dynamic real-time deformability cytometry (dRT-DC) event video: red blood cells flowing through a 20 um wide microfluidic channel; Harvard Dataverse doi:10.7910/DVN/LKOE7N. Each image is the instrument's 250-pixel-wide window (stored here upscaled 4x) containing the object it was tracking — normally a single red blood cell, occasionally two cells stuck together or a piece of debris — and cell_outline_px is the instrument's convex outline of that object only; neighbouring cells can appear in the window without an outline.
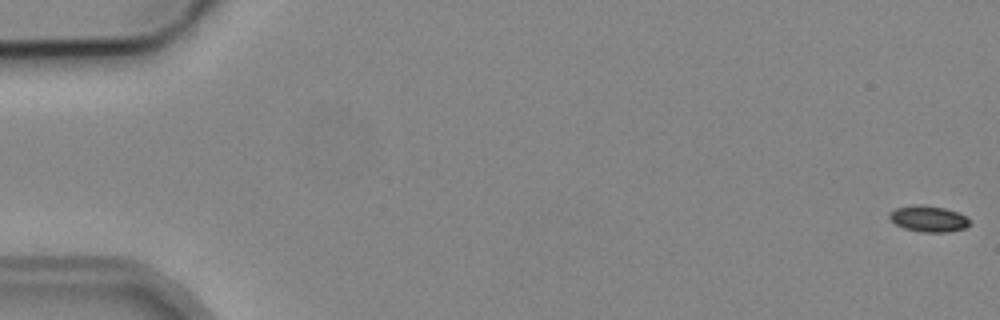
{"species": "common noctule bat (a hibernating species)", "species_latin": "Nyctalus noctula", "temperature_condition": "cold", "stored_images_in_passage": 7, "camera_frame_rate_fps": 3000, "um_per_image_px": 0.085, "animal": {"sex": "male", "body_mass_g": 19.2, "forearm_length_mm": 51.8}, "frame": {"image": 1, "passage_image": 1, "time_ms": 0.0, "image_size_px": [1000, 320], "cell_outline_px": [[968, 224], [964, 228], [948, 232], [924, 232], [904, 228], [896, 224], [888, 216], [896, 208], [916, 204], [920, 204], [944, 208], [956, 212], [964, 216], [968, 220]], "centroid_in_image_um": [78.89, 18.59], "position_along_channel_um": 6.1, "area_um2": 11.85}}
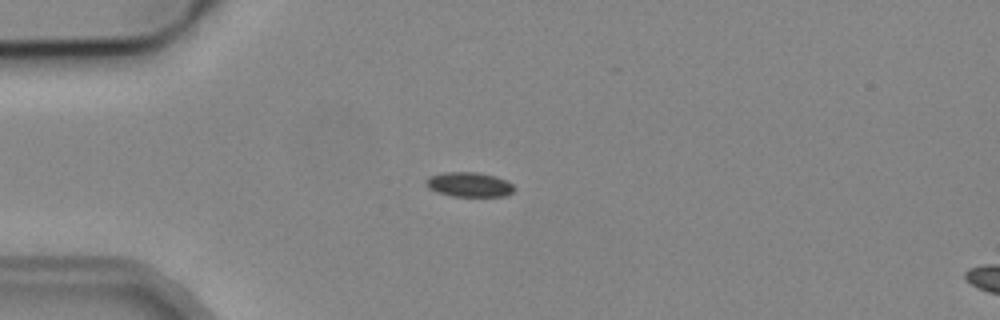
{"frame": {"image": 2, "passage_image": 5, "time_ms": 4.667, "image_size_px": [1000, 320], "cell_outline_px": [[516, 188], [512, 192], [504, 196], [452, 196], [428, 188], [424, 180], [432, 176], [444, 172], [476, 172], [496, 176], [512, 184]], "centroid_in_image_um": [39.89, 15.68], "position_along_channel_um": 45.1, "area_um2": 12.48}}